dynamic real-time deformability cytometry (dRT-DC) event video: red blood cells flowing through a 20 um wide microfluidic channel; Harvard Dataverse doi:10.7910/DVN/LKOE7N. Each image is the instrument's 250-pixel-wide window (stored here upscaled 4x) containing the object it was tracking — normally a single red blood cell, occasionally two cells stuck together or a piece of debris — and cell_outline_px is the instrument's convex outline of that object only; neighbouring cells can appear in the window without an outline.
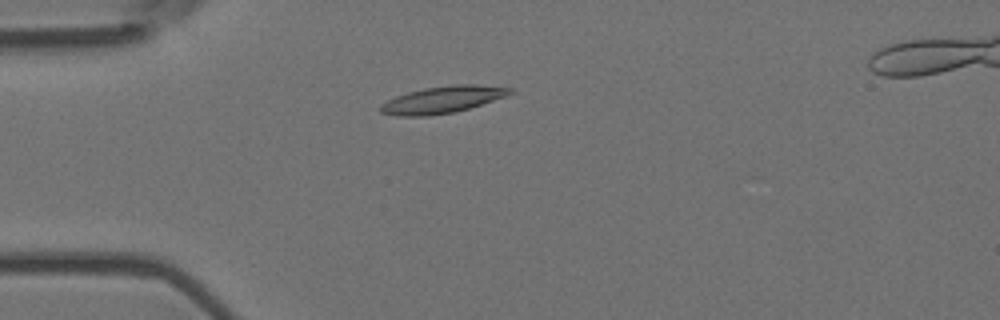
{"species": "Egyptian fruit bat (a non-hibernating species)", "species_latin": "Rousettus aegyptiacus", "temperature_condition": "room temperature", "stored_images_in_passage": 4, "camera_frame_rate_fps": 3000, "um_per_image_px": 0.085, "animal": {"sex": "female"}, "frame": {"image": 1, "passage_image": 4, "time_ms": 1.0, "image_size_px": [1000, 320], "cell_outline_px": [[516, 92], [508, 96], [456, 112], [428, 116], [396, 116], [380, 112], [380, 104], [396, 96], [408, 92], [424, 88], [456, 84], [476, 84], [512, 88]], "centroid_in_image_um": [37.65, 8.47], "position_along_channel_um": 47.3, "area_um2": 20.46}}